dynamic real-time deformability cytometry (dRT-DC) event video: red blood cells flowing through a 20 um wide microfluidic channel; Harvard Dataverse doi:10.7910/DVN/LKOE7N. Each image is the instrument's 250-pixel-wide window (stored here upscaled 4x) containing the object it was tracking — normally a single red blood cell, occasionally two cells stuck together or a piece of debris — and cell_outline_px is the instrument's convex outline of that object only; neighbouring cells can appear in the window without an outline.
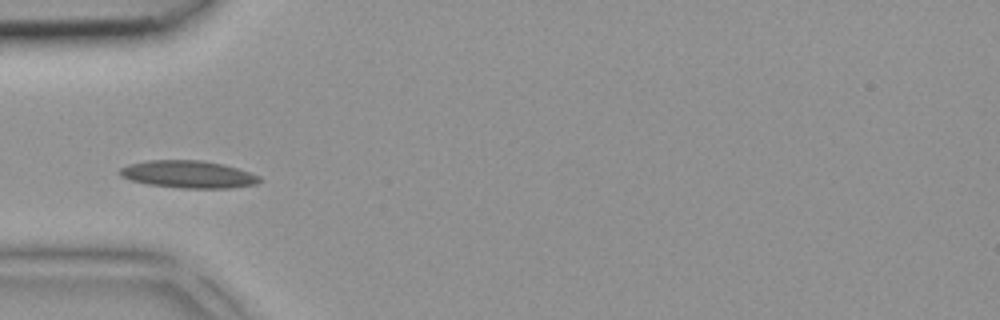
{"species": "common noctule bat (a hibernating species)", "species_latin": "Nyctalus noctula", "temperature_condition": "room temperature", "stored_images_in_passage": 4, "camera_frame_rate_fps": 3000, "um_per_image_px": 0.085, "animal": {"sex": "female", "body_mass_g": 18.4}, "frame": {"image": 1, "passage_image": 3, "time_ms": 0.667, "image_size_px": [1000, 320], "cell_outline_px": [[264, 180], [256, 184], [232, 188], [180, 188], [148, 184], [132, 180], [120, 176], [116, 172], [120, 168], [128, 164], [148, 160], [200, 160], [220, 164], [236, 168], [260, 176]], "centroid_in_image_um": [15.98, 14.82], "position_along_channel_um": 69.0, "area_um2": 22.31}}